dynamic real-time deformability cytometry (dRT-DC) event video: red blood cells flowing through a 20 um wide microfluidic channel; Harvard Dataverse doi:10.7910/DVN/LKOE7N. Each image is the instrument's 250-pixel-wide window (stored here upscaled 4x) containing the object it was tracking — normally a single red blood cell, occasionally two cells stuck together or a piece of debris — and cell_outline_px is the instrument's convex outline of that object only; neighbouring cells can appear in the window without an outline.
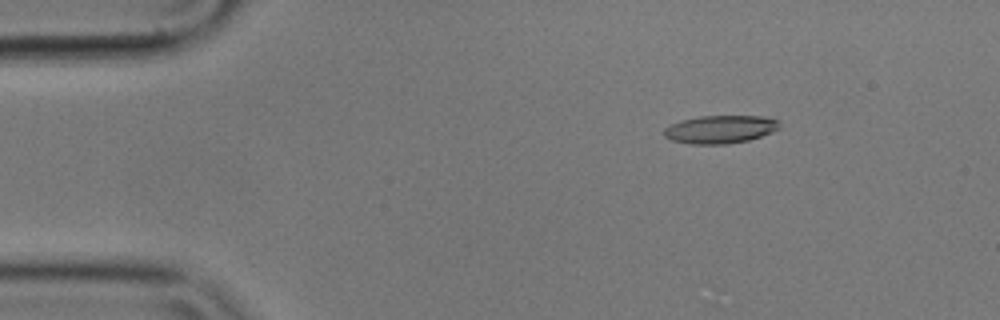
{"species": "common noctule bat (a hibernating species)", "species_latin": "Nyctalus noctula", "temperature_condition": "cold", "stored_images_in_passage": 4, "camera_frame_rate_fps": 3000, "um_per_image_px": 0.085, "animal": {"sex": "male", "body_mass_g": 17.9}, "frame": {"image": 1, "passage_image": 1, "time_ms": 0.0, "image_size_px": [1000, 320], "cell_outline_px": [[780, 128], [772, 132], [748, 140], [728, 144], [688, 144], [672, 140], [664, 136], [664, 128], [680, 120], [700, 116], [764, 116], [780, 120]], "centroid_in_image_um": [61.23, 10.99], "position_along_channel_um": 23.8, "area_um2": 18.96}}